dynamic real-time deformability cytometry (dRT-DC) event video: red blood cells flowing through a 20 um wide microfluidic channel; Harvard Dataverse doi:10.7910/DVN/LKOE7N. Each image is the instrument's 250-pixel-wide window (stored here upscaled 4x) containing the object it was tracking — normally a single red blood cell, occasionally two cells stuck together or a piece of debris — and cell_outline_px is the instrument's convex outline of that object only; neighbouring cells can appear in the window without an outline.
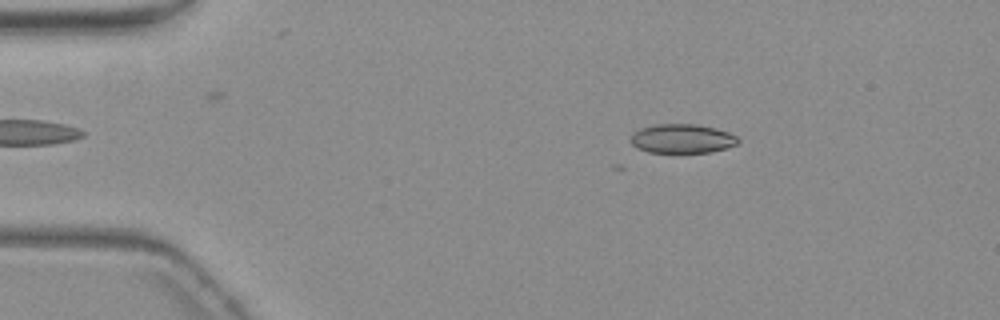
{"species": "common noctule bat (a hibernating species)", "species_latin": "Nyctalus noctula", "temperature_condition": "warm", "stored_images_in_passage": 4, "camera_frame_rate_fps": 3000, "um_per_image_px": 0.085, "animal": {"sex": "female", "body_mass_g": 19.3, "forearm_length_mm": 54.1}, "frame": {"image": 1, "passage_image": 1, "time_ms": 0.0, "image_size_px": [1000, 320], "cell_outline_px": [[740, 140], [736, 144], [728, 148], [712, 152], [648, 152], [636, 148], [632, 144], [632, 136], [640, 128], [656, 124], [696, 124], [716, 128], [728, 132], [736, 136]], "centroid_in_image_um": [58.01, 11.78], "position_along_channel_um": 27.0, "area_um2": 18.15}}